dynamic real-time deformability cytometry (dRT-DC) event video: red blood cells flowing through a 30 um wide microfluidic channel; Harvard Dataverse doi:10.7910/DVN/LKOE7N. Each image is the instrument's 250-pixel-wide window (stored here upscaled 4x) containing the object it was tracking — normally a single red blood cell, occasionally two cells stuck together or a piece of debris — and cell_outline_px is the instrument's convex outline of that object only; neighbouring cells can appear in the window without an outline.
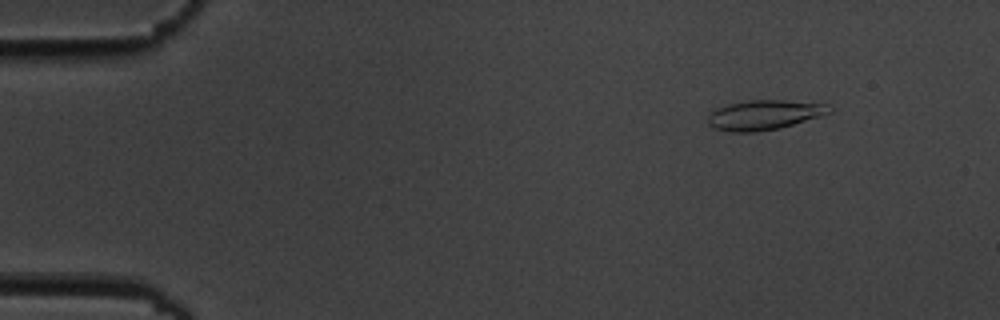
{"species": "common noctule bat (a hibernating species)", "species_latin": "Nyctalus noctula", "temperature_condition": "cold", "stored_images_in_passage": 4, "camera_frame_rate_fps": 3000, "um_per_image_px": 0.085, "animal": {"sex": "male", "body_mass_g": 19.5, "forearm_length_mm": 54.6}, "frame": {"image": 1, "passage_image": 2, "time_ms": 1.0, "image_size_px": [1000, 320], "cell_outline_px": [[832, 112], [820, 116], [780, 128], [756, 132], [732, 132], [712, 128], [708, 124], [708, 116], [712, 112], [728, 104], [748, 100], [784, 100], [828, 104], [832, 108]], "centroid_in_image_um": [64.97, 9.77], "position_along_channel_um": 20.0, "area_um2": 20.98}}